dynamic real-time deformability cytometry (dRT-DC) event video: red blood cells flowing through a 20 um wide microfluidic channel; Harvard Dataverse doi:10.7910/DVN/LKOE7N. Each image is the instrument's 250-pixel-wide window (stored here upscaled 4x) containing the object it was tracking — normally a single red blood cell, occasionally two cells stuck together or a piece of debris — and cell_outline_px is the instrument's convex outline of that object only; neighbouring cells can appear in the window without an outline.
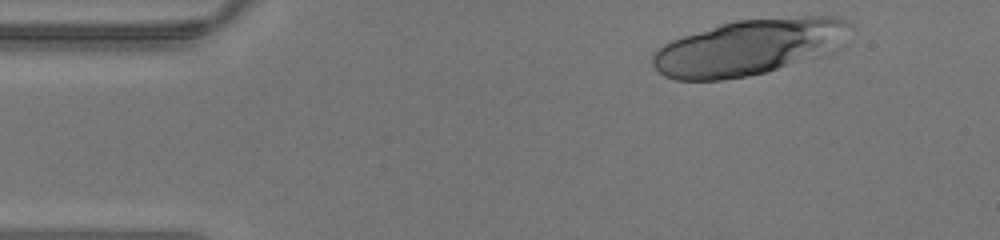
{"species": "human", "species_latin": "Homo sapiens", "temperature_condition": "warm", "stored_images_in_passage": 36, "camera_frame_rate_fps": 3000, "um_per_image_px": 0.085, "donor": {"sex": "male"}, "frame": {"image": 1, "passage_image": 1, "time_ms": 0.0, "image_size_px": [1000, 240], "cell_outline_px": [[852, 28], [848, 44], [828, 56], [748, 76], [724, 80], [676, 80], [664, 76], [652, 64], [652, 56], [664, 44], [672, 40], [720, 24], [736, 20], [804, 16], [836, 16], [848, 20], [852, 24]], "centroid_in_image_um": [63.85, 4.01], "position_along_channel_um": 21.1, "area_um2": 65.37}}